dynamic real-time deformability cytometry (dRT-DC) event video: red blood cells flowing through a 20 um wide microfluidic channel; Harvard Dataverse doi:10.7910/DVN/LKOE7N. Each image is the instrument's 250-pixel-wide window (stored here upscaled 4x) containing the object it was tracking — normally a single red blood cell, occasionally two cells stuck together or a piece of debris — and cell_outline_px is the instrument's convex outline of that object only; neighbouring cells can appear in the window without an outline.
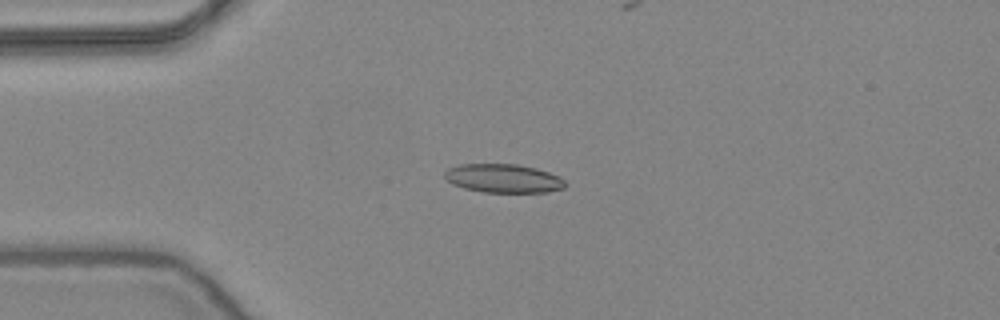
{"species": "common noctule bat (a hibernating species)", "species_latin": "Nyctalus noctula", "temperature_condition": "warm", "stored_images_in_passage": 14, "camera_frame_rate_fps": 3000, "um_per_image_px": 0.085, "animal": {"sex": "female", "body_mass_g": 24.6, "forearm_length_mm": 56.2}, "frame": {"image": 1, "passage_image": 9, "time_ms": 2.667, "image_size_px": [1000, 320], "cell_outline_px": [[564, 188], [548, 192], [484, 192], [464, 188], [452, 184], [444, 176], [444, 172], [448, 168], [460, 164], [516, 164], [536, 168], [560, 176], [564, 180]], "centroid_in_image_um": [42.78, 15.16], "position_along_channel_um": 42.2, "area_um2": 20.11}}